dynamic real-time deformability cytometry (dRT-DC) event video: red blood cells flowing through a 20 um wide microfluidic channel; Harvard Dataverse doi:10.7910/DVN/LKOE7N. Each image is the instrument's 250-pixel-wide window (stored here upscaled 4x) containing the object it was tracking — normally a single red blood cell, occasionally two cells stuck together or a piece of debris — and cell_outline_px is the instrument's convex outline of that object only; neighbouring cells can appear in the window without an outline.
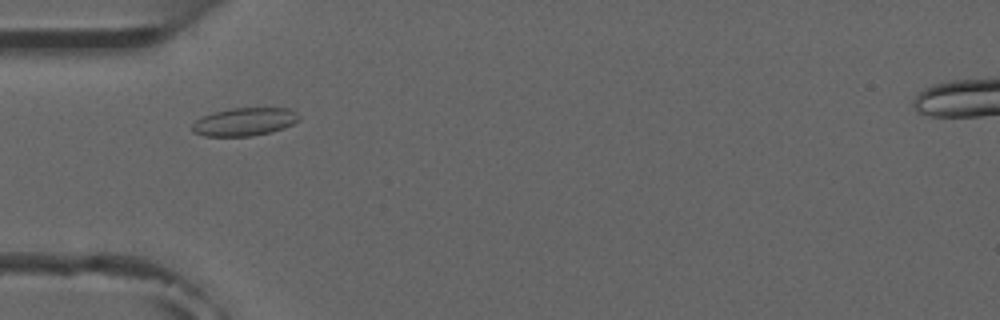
{"species": "common noctule bat (a hibernating species)", "species_latin": "Nyctalus noctula", "temperature_condition": "room temperature", "stored_images_in_passage": 4, "camera_frame_rate_fps": 3000, "um_per_image_px": 0.085, "animal": {"sex": "male", "forearm_length_mm": 52.5}, "frame": {"image": 1, "passage_image": 3, "time_ms": 2.667, "image_size_px": [1000, 320], "cell_outline_px": [[300, 120], [284, 128], [272, 132], [252, 136], [204, 136], [192, 132], [192, 124], [200, 116], [232, 108], [288, 108], [296, 112], [300, 116]], "centroid_in_image_um": [20.79, 10.36], "position_along_channel_um": 64.2, "area_um2": 17.57}}
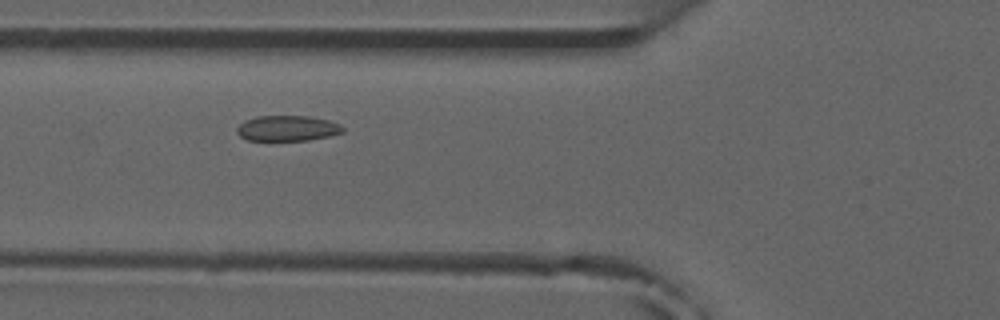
{"frame": {"image": 2, "passage_image": 4, "time_ms": 3.667, "image_size_px": [1000, 320], "cell_outline_px": [[344, 132], [328, 136], [308, 140], [248, 140], [240, 136], [236, 132], [236, 128], [244, 120], [256, 116], [308, 116], [328, 120], [340, 124], [344, 128]], "centroid_in_image_um": [24.41, 10.9], "position_along_channel_um": 101.4, "area_um2": 15.72}}